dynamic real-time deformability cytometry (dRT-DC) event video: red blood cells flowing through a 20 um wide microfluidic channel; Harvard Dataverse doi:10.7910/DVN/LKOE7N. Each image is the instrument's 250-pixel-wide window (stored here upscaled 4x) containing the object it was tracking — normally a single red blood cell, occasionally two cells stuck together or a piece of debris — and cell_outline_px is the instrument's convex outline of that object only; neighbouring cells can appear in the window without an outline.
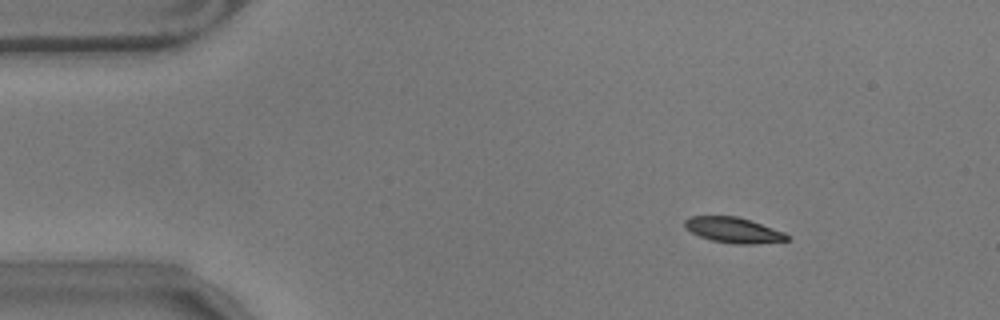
{"species": "common noctule bat (a hibernating species)", "species_latin": "Nyctalus noctula", "temperature_condition": "warm", "stored_images_in_passage": 51, "camera_frame_rate_fps": 3000, "um_per_image_px": 0.085, "animal": {"sex": "male", "body_mass_g": 17.9}, "frame": {"image": 1, "passage_image": 1, "time_ms": 0.0, "image_size_px": [1000, 320], "cell_outline_px": [[788, 240], [752, 244], [736, 244], [712, 240], [700, 236], [684, 228], [684, 220], [688, 216], [736, 216], [784, 232], [788, 236]], "centroid_in_image_um": [62.28, 19.55], "position_along_channel_um": 22.7, "area_um2": 14.91}}
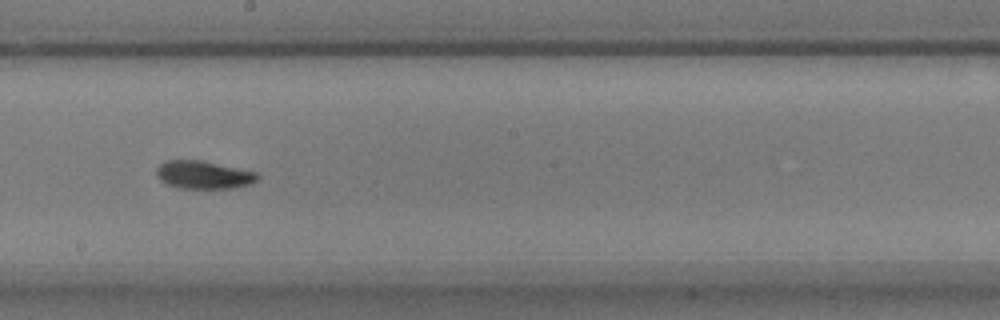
{"frame": {"image": 2, "passage_image": 25, "time_ms": 8.0, "image_size_px": [1000, 320], "cell_outline_px": [[260, 176], [252, 184], [232, 188], [180, 188], [168, 184], [160, 180], [156, 176], [156, 168], [164, 160], [204, 160], [256, 172]], "centroid_in_image_um": [17.29, 14.85], "position_along_channel_um": 230.9, "area_um2": 16.59}}
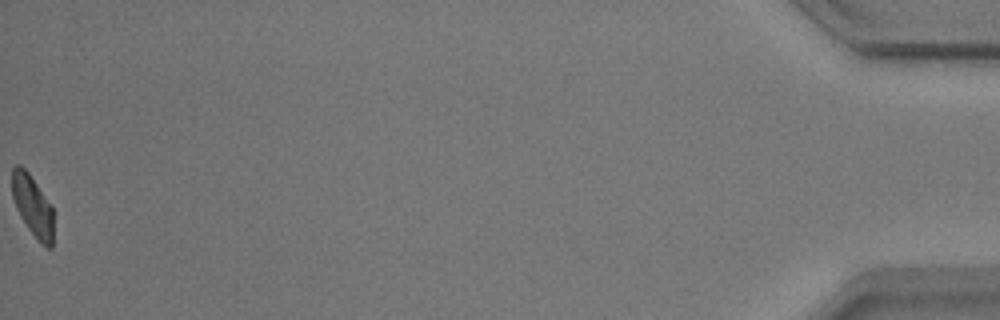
{"frame": {"image": 3, "passage_image": 51, "time_ms": 16.667, "image_size_px": [1000, 320], "cell_outline_px": [[52, 248], [48, 248], [40, 244], [28, 228], [20, 216], [16, 208], [12, 196], [12, 168], [16, 164], [20, 164], [28, 172], [52, 204]], "centroid_in_image_um": [2.76, 17.48], "position_along_channel_um": 432.4, "area_um2": 14.8}, "authors_computed_cell_mechanics": {"area_um2": 16.1262, "velocity_mm_per_s": 3.5035, "shape_relaxation_time_tau1_ms": 3.5944, "shape_relaxation_time_tau2_ms": 3.4314, "deformation_change_tau1": 0.1205, "deformation_change_tau2": 0.0746}}